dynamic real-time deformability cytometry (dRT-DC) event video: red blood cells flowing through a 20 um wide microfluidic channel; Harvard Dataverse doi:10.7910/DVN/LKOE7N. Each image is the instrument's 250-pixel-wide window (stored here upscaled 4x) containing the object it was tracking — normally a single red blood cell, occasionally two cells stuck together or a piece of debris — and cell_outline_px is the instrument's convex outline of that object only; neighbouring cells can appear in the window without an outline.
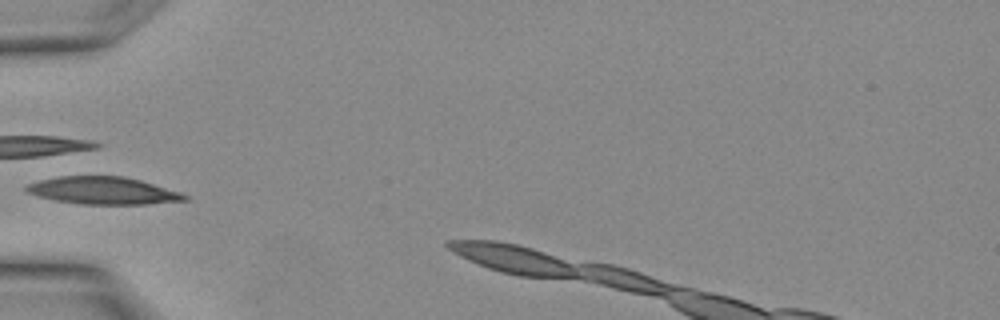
{"species": "Egyptian fruit bat (a non-hibernating species)", "species_latin": "Rousettus aegyptiacus", "temperature_condition": "warm", "stored_images_in_passage": 3, "segment_of_instrument_passage": [1, 2], "camera_frame_rate_fps": 3000, "um_per_image_px": 0.085, "animal": {"sex": "female"}, "frame": {"image": 1, "passage_image": 1, "time_ms": 0.0, "image_size_px": [1000, 320], "cell_outline_px": [[192, 200], [148, 204], [80, 204], [56, 200], [36, 196], [24, 192], [24, 188], [28, 184], [40, 180], [60, 176], [124, 176], [140, 180], [180, 192], [188, 196]], "centroid_in_image_um": [8.76, 16.21], "position_along_channel_um": 76.2, "area_um2": 25.37}}